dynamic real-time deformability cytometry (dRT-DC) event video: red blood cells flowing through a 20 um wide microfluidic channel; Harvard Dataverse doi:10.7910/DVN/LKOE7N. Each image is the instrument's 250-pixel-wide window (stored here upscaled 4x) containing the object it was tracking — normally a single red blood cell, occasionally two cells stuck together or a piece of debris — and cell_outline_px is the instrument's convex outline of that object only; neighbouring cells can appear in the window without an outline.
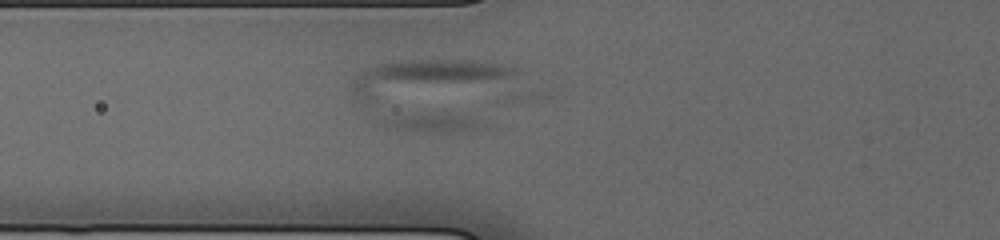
{"species": "human", "species_latin": "Homo sapiens", "temperature_condition": "cold", "stored_images_in_passage": 34, "segment_of_instrument_passage": [2, 3], "camera_frame_rate_fps": 3000, "um_per_image_px": 0.085, "donor": {"sex": "male"}, "frame": {"image": 1, "passage_image": 8, "time_ms": 2.333, "image_size_px": [1000, 240], "cell_outline_px": [[520, 72], [508, 76], [376, 100], [368, 100], [356, 96], [352, 88], [352, 76], [368, 68], [380, 64], [400, 60], [484, 60], [508, 64], [516, 68]], "centroid_in_image_um": [36.02, 6.5], "position_along_channel_um": 89.8, "area_um2": 31.27}}